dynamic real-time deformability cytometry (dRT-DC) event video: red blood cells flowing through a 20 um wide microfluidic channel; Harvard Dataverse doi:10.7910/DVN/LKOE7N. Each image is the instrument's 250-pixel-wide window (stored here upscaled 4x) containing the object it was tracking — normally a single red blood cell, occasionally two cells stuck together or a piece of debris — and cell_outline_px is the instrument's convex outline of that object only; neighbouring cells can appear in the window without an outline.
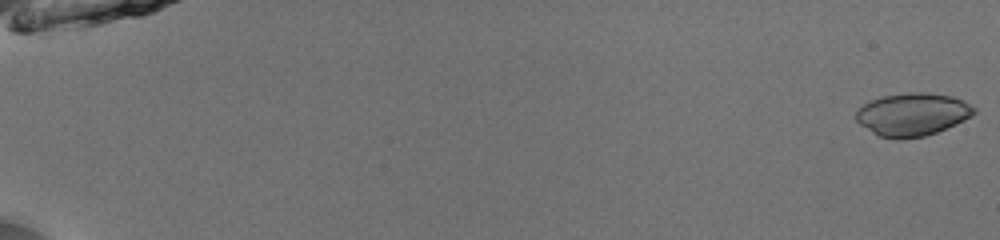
{"species": "common noctule bat (a hibernating species)", "species_latin": "Nyctalus noctula", "temperature_condition": "room temperature", "stored_images_in_passage": 52, "camera_frame_rate_fps": 3000, "um_per_image_px": 0.085, "animal": {"sex": "male", "body_mass_g": 13.0, "forearm_length_mm": 53.1}, "frame": {"image": 1, "passage_image": 1, "time_ms": 0.0, "image_size_px": [1000, 240], "cell_outline_px": [[976, 112], [972, 116], [956, 124], [936, 132], [924, 136], [900, 140], [880, 136], [872, 132], [860, 124], [856, 120], [856, 112], [864, 104], [872, 100], [884, 96], [916, 92], [924, 92], [952, 96], [976, 108]], "centroid_in_image_um": [77.57, 9.74], "position_along_channel_um": 7.4, "area_um2": 29.13}}
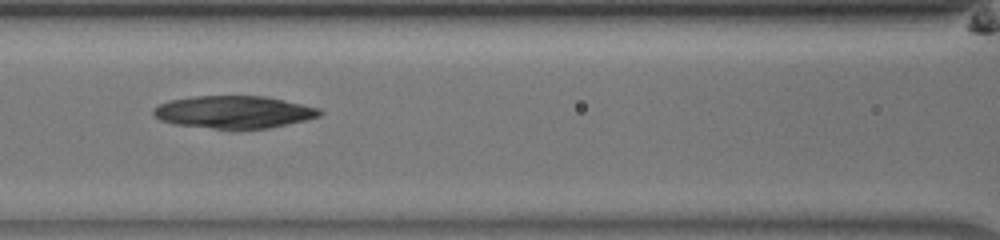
{"frame": {"image": 2, "passage_image": 26, "time_ms": 8.333, "image_size_px": [1000, 240], "cell_outline_px": [[324, 112], [320, 116], [304, 120], [268, 128], [236, 132], [176, 124], [160, 120], [152, 112], [152, 108], [168, 100], [196, 96], [264, 96], [284, 100], [320, 108]], "centroid_in_image_um": [19.87, 9.55], "position_along_channel_um": 146.7, "area_um2": 32.14}}
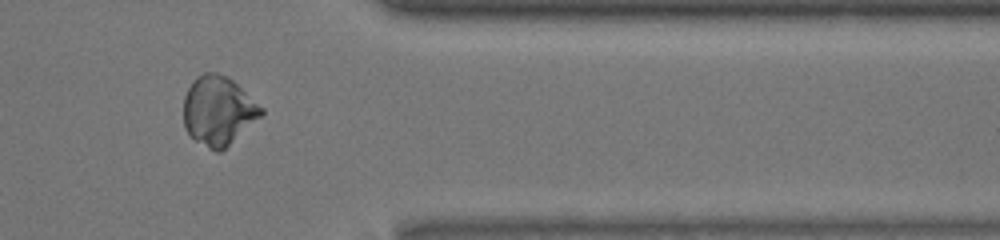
{"frame": {"image": 3, "passage_image": 45, "time_ms": 14.667, "image_size_px": [1000, 240], "cell_outline_px": [[264, 112], [260, 116], [220, 152], [216, 152], [208, 148], [196, 140], [184, 128], [184, 96], [192, 80], [196, 76], [204, 72], [216, 72], [228, 76], [264, 108]], "centroid_in_image_um": [18.53, 9.37], "position_along_channel_um": 392.9, "area_um2": 30.98}}